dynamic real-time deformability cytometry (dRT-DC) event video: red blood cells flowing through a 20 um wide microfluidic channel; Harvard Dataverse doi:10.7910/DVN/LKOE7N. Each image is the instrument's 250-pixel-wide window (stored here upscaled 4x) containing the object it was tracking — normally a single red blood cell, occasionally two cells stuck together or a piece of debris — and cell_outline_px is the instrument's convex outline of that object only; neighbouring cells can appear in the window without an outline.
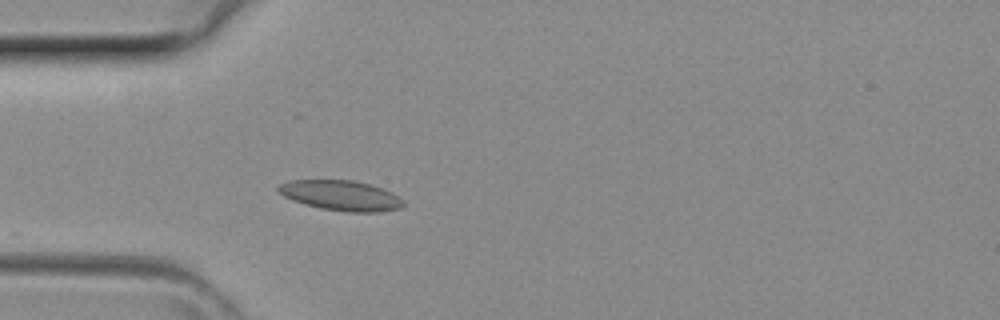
{"species": "common noctule bat (a hibernating species)", "species_latin": "Nyctalus noctula", "temperature_condition": "room temperature", "stored_images_in_passage": 3, "camera_frame_rate_fps": 3000, "um_per_image_px": 0.085, "animal": {"sex": "female", "body_mass_g": 29.2, "forearm_length_mm": 56.3}, "frame": {"image": 1, "passage_image": 3, "time_ms": 0.667, "image_size_px": [1000, 320], "cell_outline_px": [[404, 204], [400, 208], [380, 212], [348, 212], [320, 208], [304, 204], [292, 200], [284, 196], [276, 188], [280, 184], [288, 180], [352, 180], [368, 184], [392, 192], [404, 200]], "centroid_in_image_um": [28.98, 16.62], "position_along_channel_um": 56.0, "area_um2": 21.91}}